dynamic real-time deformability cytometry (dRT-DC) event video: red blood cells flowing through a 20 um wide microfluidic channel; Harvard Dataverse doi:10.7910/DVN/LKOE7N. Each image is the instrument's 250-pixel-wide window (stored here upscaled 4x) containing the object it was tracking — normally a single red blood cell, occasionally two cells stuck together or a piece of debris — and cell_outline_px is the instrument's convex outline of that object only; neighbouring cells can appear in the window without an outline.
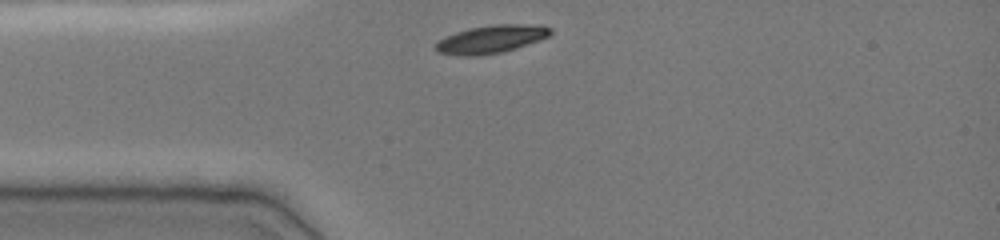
{"species": "common noctule bat (a hibernating species)", "species_latin": "Nyctalus noctula", "temperature_condition": "cold", "stored_images_in_passage": 31, "camera_frame_rate_fps": 3000, "um_per_image_px": 0.085, "animal": {"sex": "female", "body_mass_g": 19.0, "forearm_length_mm": 51.5}, "frame": {"image": 1, "passage_image": 1, "time_ms": 0.0, "image_size_px": [1000, 240], "cell_outline_px": [[552, 32], [548, 36], [540, 40], [516, 48], [500, 52], [476, 56], [460, 56], [436, 52], [436, 44], [444, 36], [468, 28], [492, 24], [540, 24], [552, 28]], "centroid_in_image_um": [41.76, 3.32], "position_along_channel_um": 43.2, "area_um2": 18.84}}
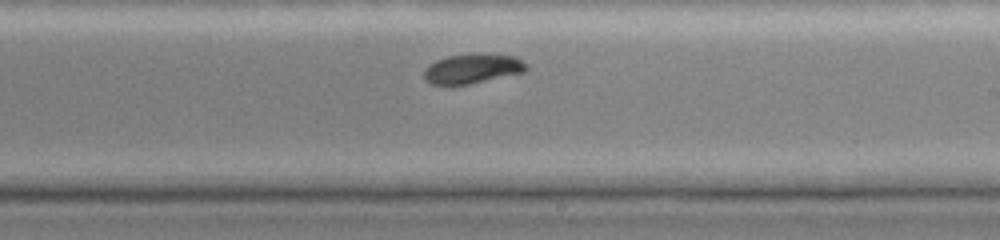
{"frame": {"image": 2, "passage_image": 18, "time_ms": 5.667, "image_size_px": [1000, 240], "cell_outline_px": [[528, 68], [524, 72], [468, 84], [432, 84], [424, 80], [424, 68], [428, 64], [436, 60], [448, 56], [516, 56], [528, 64]], "centroid_in_image_um": [40.13, 5.87], "position_along_channel_um": 248.9, "area_um2": 16.94}}
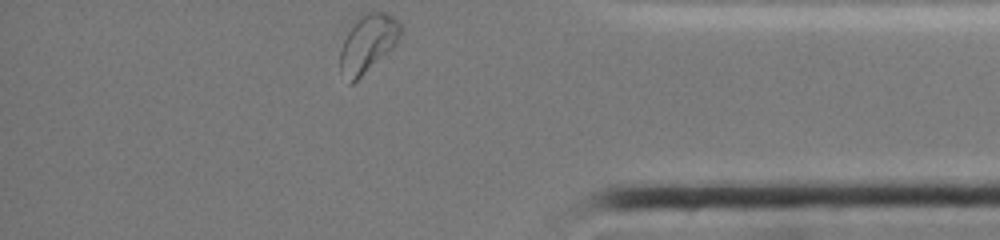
{"frame": {"image": 3, "passage_image": 31, "time_ms": 10.0, "image_size_px": [1000, 240], "cell_outline_px": [[404, 28], [396, 44], [392, 48], [352, 84], [348, 84], [340, 72], [340, 52], [344, 40], [356, 16], [364, 12], [384, 12], [400, 20], [404, 24]], "centroid_in_image_um": [31.28, 3.65], "position_along_channel_um": 403.9, "area_um2": 20.63}, "authors_computed_cell_mechanics": {"area_um2": 18.1492, "velocity_mm_per_s": 3.8605, "shape_relaxation_time_tau1_ms": 1.5715, "shape_relaxation_time_tau2_ms": 7.5836, "deformation_change_tau1": 0.1081, "deformation_change_tau2": 0.0976}}